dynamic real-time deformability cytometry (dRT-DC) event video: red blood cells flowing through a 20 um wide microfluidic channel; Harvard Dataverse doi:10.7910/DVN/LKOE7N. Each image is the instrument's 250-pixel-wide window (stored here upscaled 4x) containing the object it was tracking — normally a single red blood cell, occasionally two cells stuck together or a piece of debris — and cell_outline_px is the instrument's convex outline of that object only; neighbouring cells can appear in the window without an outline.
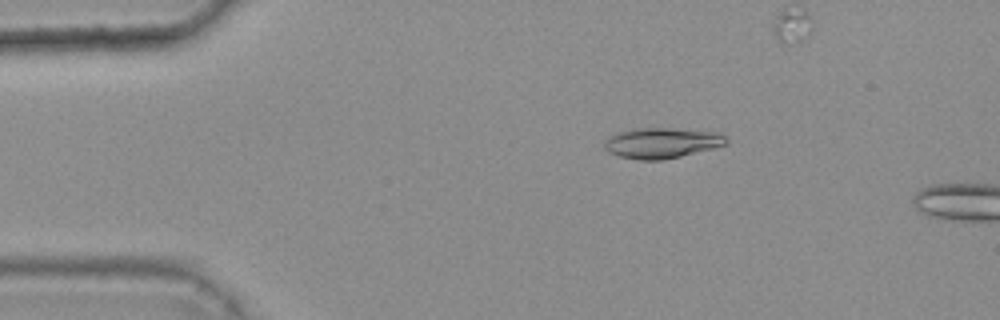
{"species": "common noctule bat (a hibernating species)", "species_latin": "Nyctalus noctula", "temperature_condition": "warm", "stored_images_in_passage": 13, "camera_frame_rate_fps": 3000, "um_per_image_px": 0.085, "animal": {"sex": "female", "body_mass_g": 25.1}, "frame": {"image": 1, "passage_image": 10, "time_ms": 3.0, "image_size_px": [1000, 320], "cell_outline_px": [[728, 144], [680, 156], [660, 160], [640, 160], [620, 156], [608, 152], [604, 148], [604, 140], [608, 136], [616, 132], [636, 128], [672, 128], [716, 132], [724, 136], [728, 140]], "centroid_in_image_um": [56.2, 12.14], "position_along_channel_um": 28.8, "area_um2": 21.62}}